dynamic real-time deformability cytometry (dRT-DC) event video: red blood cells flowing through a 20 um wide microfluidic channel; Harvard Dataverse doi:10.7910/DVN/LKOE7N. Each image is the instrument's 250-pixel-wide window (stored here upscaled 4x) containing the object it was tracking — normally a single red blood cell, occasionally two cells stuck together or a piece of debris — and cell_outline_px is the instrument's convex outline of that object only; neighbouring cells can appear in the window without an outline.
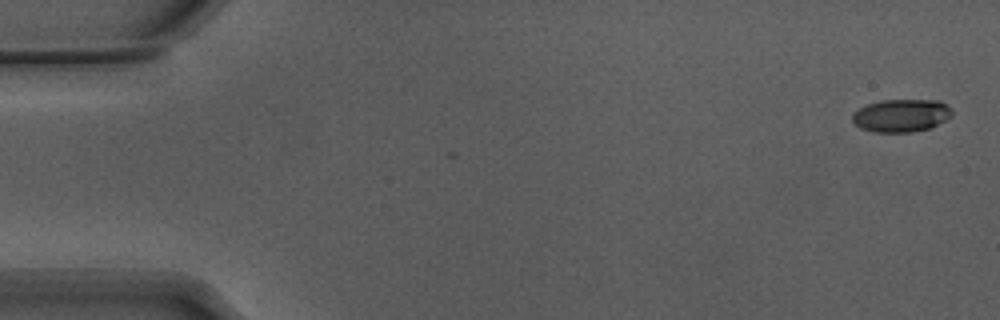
{"species": "Egyptian fruit bat (a non-hibernating species)", "species_latin": "Rousettus aegyptiacus", "temperature_condition": "warm", "stored_images_in_passage": 48, "camera_frame_rate_fps": 3000, "um_per_image_px": 0.085, "animal": {"sex": "male"}, "frame": {"image": 1, "passage_image": 1, "time_ms": 0.0, "image_size_px": [1000, 320], "cell_outline_px": [[952, 116], [928, 128], [912, 132], [876, 132], [860, 128], [852, 120], [852, 116], [860, 108], [868, 104], [880, 100], [940, 100], [952, 112]], "centroid_in_image_um": [76.59, 9.81], "position_along_channel_um": 8.4, "area_um2": 18.73}}
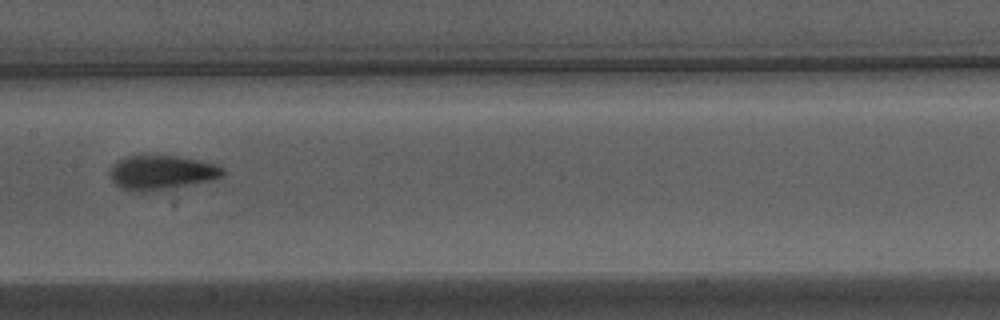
{"frame": {"image": 2, "passage_image": 27, "time_ms": 8.667, "image_size_px": [1000, 320], "cell_outline_px": [[224, 176], [208, 180], [144, 192], [132, 192], [116, 184], [112, 180], [112, 164], [116, 160], [124, 156], [140, 152], [176, 156], [200, 160], [216, 164], [224, 168]], "centroid_in_image_um": [13.68, 14.59], "position_along_channel_um": 193.7, "area_um2": 22.83}}
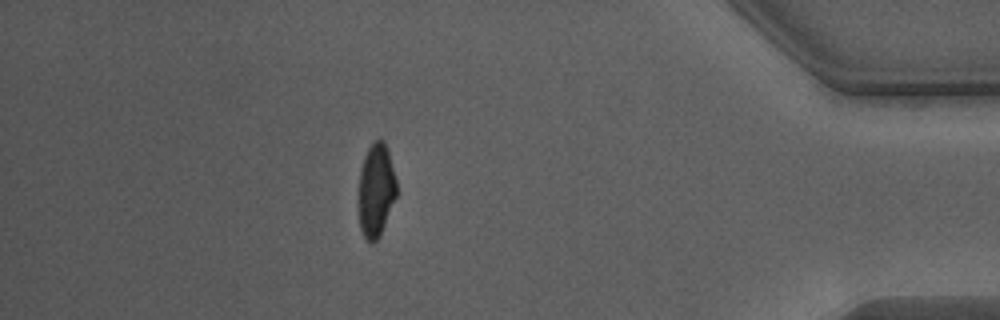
{"frame": {"image": 3, "passage_image": 47, "time_ms": 15.333, "image_size_px": [1000, 320], "cell_outline_px": [[396, 196], [384, 224], [376, 240], [372, 244], [368, 244], [360, 228], [360, 172], [364, 156], [368, 148], [376, 140], [384, 140], [388, 152], [396, 180]], "centroid_in_image_um": [31.96, 16.16], "position_along_channel_um": 403.2, "area_um2": 19.94}}